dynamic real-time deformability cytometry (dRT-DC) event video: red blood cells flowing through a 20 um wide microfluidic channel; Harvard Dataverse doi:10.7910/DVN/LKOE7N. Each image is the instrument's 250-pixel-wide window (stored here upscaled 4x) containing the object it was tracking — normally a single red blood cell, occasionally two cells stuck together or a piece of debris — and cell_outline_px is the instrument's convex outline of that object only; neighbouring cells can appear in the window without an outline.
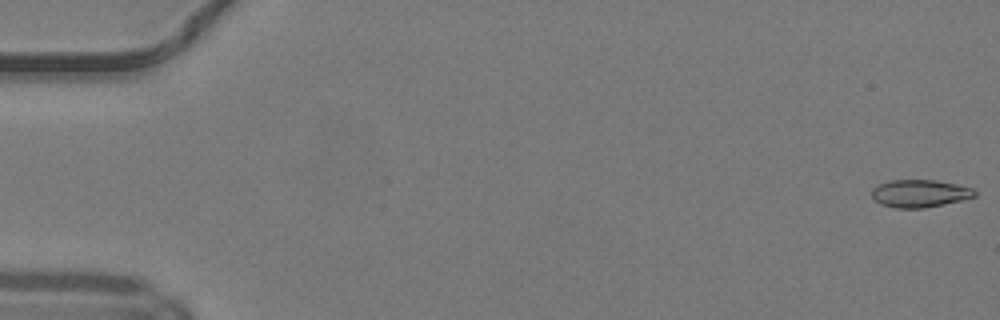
{"species": "common noctule bat (a hibernating species)", "species_latin": "Nyctalus noctula", "temperature_condition": "warm", "stored_images_in_passage": 17, "camera_frame_rate_fps": 3000, "um_per_image_px": 0.085, "animal": {"sex": "male", "body_mass_g": 19.2, "forearm_length_mm": 51.8}, "frame": {"image": 1, "passage_image": 1, "time_ms": 0.0, "image_size_px": [1000, 320], "cell_outline_px": [[976, 196], [960, 200], [924, 208], [896, 208], [880, 204], [872, 200], [872, 188], [876, 184], [888, 180], [936, 180], [972, 188], [976, 192]], "centroid_in_image_um": [78.1, 16.44], "position_along_channel_um": 6.9, "area_um2": 16.59}}